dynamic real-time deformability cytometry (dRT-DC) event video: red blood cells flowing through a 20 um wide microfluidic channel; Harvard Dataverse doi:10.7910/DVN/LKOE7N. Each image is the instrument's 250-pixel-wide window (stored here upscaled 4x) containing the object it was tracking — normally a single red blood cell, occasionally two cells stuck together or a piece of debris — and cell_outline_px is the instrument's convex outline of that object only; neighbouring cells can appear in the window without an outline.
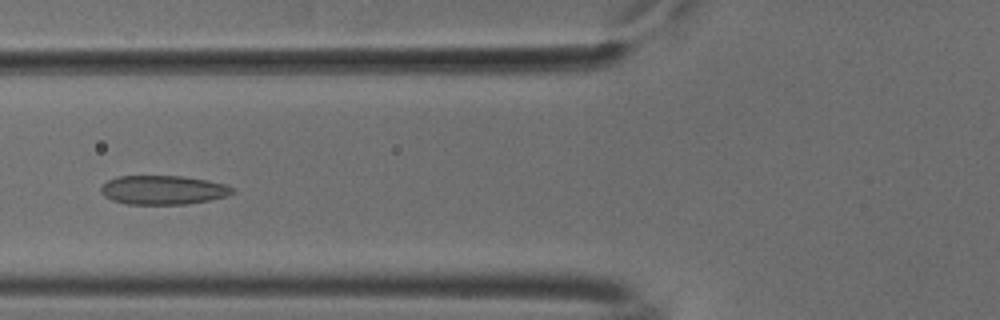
{"species": "common noctule bat (a hibernating species)", "species_latin": "Nyctalus noctula", "temperature_condition": "cold", "stored_images_in_passage": 54, "camera_frame_rate_fps": 3000, "um_per_image_px": 0.085, "animal": {"sex": "male", "body_mass_g": 18.8}, "frame": {"image": 1, "passage_image": 21, "time_ms": 6.667, "image_size_px": [1000, 320], "cell_outline_px": [[236, 192], [228, 196], [208, 200], [184, 204], [124, 204], [112, 200], [104, 196], [100, 192], [100, 188], [108, 180], [116, 176], [180, 176], [208, 180], [224, 184], [236, 188]], "centroid_in_image_um": [13.87, 16.15], "position_along_channel_um": 111.9, "area_um2": 22.37}}
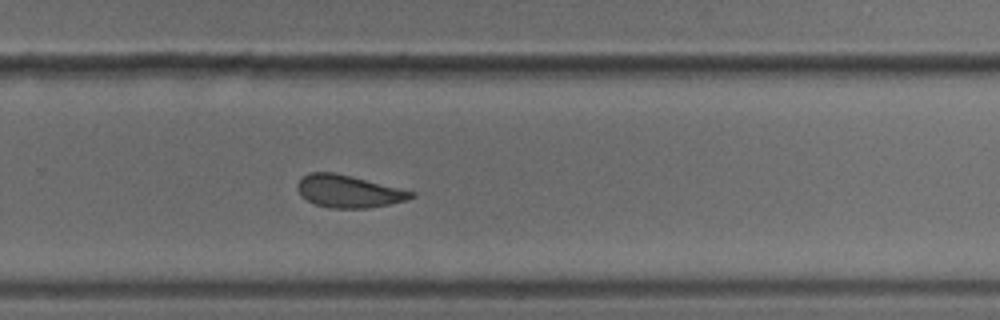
{"frame": {"image": 2, "passage_image": 36, "time_ms": 11.667, "image_size_px": [1000, 320], "cell_outline_px": [[416, 196], [408, 200], [368, 208], [328, 208], [316, 204], [300, 196], [296, 188], [296, 184], [308, 172], [332, 172], [416, 192]], "centroid_in_image_um": [29.61, 16.27], "position_along_channel_um": 300.2, "area_um2": 21.33}}
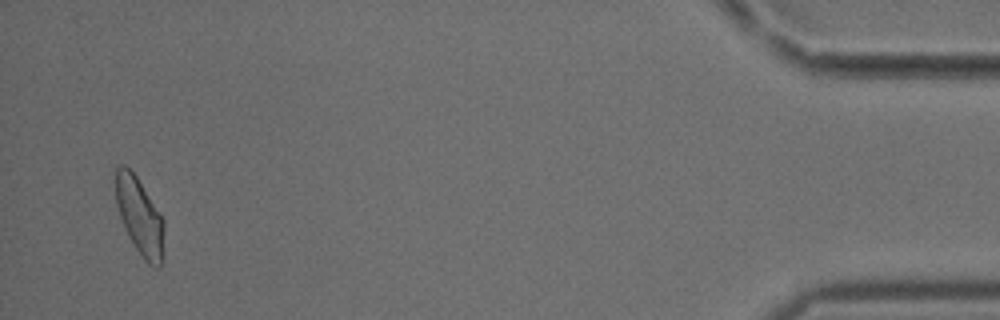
{"frame": {"image": 3, "passage_image": 52, "time_ms": 17.0, "image_size_px": [1000, 320], "cell_outline_px": [[164, 256], [160, 268], [156, 268], [148, 264], [144, 260], [128, 236], [124, 228], [116, 204], [116, 164], [124, 164], [136, 176], [164, 220]], "centroid_in_image_um": [11.89, 18.44], "position_along_channel_um": 423.3, "area_um2": 21.85}, "authors_computed_cell_mechanics": {"area_um2": 22.1952, "velocity_mm_per_s": 3.7631, "shape_relaxation_time_tau1_ms": 5.115, "shape_relaxation_time_tau2_ms": 2.7492, "deformation_change_tau1": 0.1115, "deformation_change_tau2": 0.0836}}